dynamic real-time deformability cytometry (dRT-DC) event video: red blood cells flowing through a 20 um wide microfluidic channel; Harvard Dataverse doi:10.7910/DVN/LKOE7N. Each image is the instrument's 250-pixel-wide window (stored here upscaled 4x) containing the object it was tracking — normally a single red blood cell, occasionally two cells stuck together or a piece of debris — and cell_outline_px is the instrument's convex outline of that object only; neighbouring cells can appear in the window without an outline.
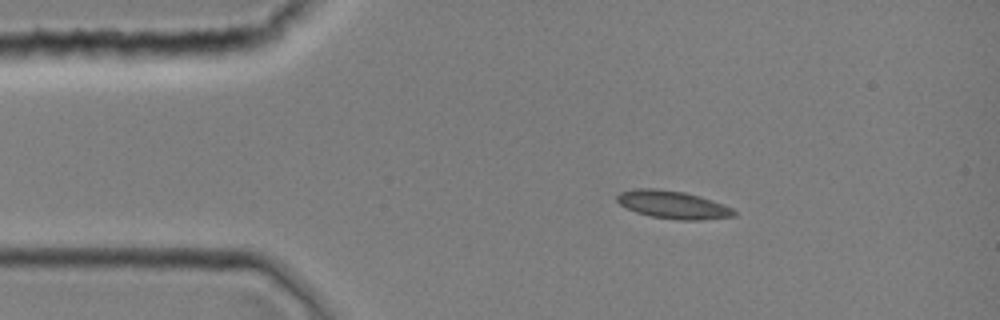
{"species": "common noctule bat (a hibernating species)", "species_latin": "Nyctalus noctula", "temperature_condition": "room temperature", "stored_images_in_passage": 1, "camera_frame_rate_fps": 3000, "um_per_image_px": 0.085, "animal": {"sex": "female", "body_mass_g": 19.0, "forearm_length_mm": 51.5}, "frame": {"image": 1, "passage_image": 1, "time_ms": 0.0, "image_size_px": [1000, 320], "cell_outline_px": [[736, 216], [700, 220], [680, 220], [652, 216], [636, 212], [620, 204], [616, 200], [616, 196], [620, 192], [636, 188], [656, 188], [684, 192], [700, 196], [724, 204], [732, 208], [736, 212]], "centroid_in_image_um": [57.21, 17.39], "position_along_channel_um": 27.8, "area_um2": 18.96}}